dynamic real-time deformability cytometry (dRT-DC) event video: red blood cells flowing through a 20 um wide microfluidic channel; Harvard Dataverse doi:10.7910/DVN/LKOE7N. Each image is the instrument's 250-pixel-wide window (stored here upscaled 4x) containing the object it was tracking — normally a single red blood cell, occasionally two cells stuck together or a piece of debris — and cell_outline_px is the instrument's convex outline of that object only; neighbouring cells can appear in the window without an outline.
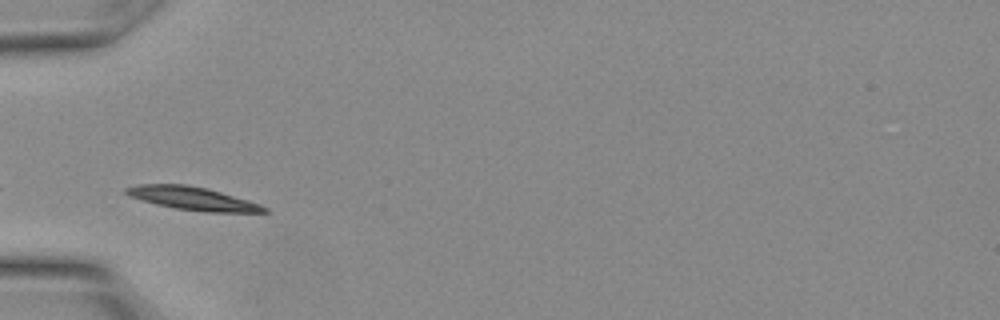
{"species": "Egyptian fruit bat (a non-hibernating species)", "species_latin": "Rousettus aegyptiacus", "temperature_condition": "warm", "stored_images_in_passage": 7, "camera_frame_rate_fps": 3000, "um_per_image_px": 0.085, "animal": {"sex": "female"}, "frame": {"image": 1, "passage_image": 2, "time_ms": 0.333, "image_size_px": [1000, 320], "cell_outline_px": [[268, 212], [204, 212], [176, 208], [156, 204], [140, 200], [124, 192], [124, 188], [140, 184], [184, 184], [208, 188], [248, 200], [260, 204], [268, 208]], "centroid_in_image_um": [16.38, 16.86], "position_along_channel_um": 68.6, "area_um2": 18.55}}
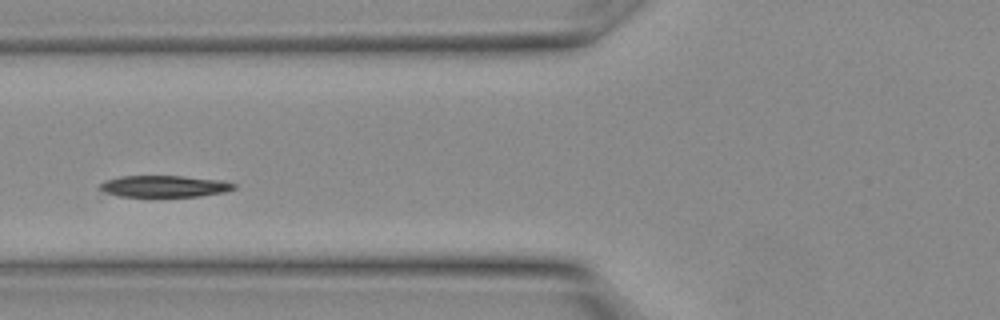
{"frame": {"image": 2, "passage_image": 4, "time_ms": 1.0, "image_size_px": [1000, 320], "cell_outline_px": [[236, 188], [224, 192], [200, 196], [120, 196], [104, 192], [100, 188], [100, 184], [108, 180], [120, 176], [184, 176], [224, 180], [236, 184]], "centroid_in_image_um": [14.03, 15.82], "position_along_channel_um": 111.8, "area_um2": 16.76}}
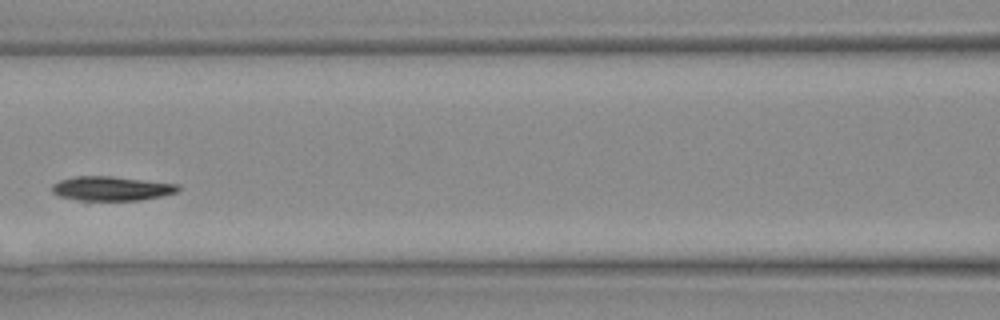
{"frame": {"image": 3, "passage_image": 6, "time_ms": 1.667, "image_size_px": [1000, 320], "cell_outline_px": [[180, 188], [176, 192], [160, 196], [140, 200], [84, 204], [60, 196], [52, 192], [52, 184], [60, 180], [76, 176], [112, 176], [180, 184]], "centroid_in_image_um": [9.4, 16.07], "position_along_channel_um": 157.2, "area_um2": 18.84}}